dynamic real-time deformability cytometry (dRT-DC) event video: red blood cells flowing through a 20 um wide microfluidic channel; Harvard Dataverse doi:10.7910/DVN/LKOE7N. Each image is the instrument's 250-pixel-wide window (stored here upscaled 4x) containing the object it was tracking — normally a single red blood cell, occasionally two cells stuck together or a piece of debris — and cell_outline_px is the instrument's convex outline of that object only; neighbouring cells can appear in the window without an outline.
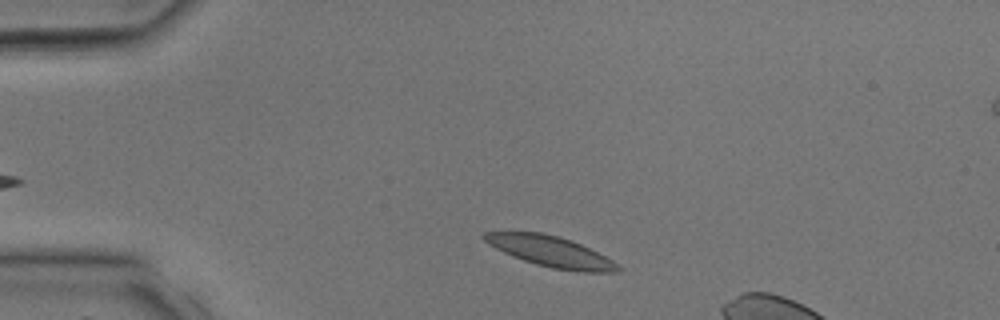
{"species": "common noctule bat (a hibernating species)", "species_latin": "Nyctalus noctula", "temperature_condition": "room temperature", "stored_images_in_passage": 6, "camera_frame_rate_fps": 3000, "um_per_image_px": 0.085, "animal": {"sex": "male", "body_mass_g": 17.9, "forearm_length_mm": 54.2}, "frame": {"image": 1, "passage_image": 2, "time_ms": 0.333, "image_size_px": [1000, 320], "cell_outline_px": [[624, 268], [620, 272], [580, 272], [552, 268], [536, 264], [512, 256], [488, 244], [480, 236], [484, 232], [540, 232], [560, 236], [572, 240], [612, 260]], "centroid_in_image_um": [46.82, 21.38], "position_along_channel_um": 38.2, "area_um2": 23.87}}